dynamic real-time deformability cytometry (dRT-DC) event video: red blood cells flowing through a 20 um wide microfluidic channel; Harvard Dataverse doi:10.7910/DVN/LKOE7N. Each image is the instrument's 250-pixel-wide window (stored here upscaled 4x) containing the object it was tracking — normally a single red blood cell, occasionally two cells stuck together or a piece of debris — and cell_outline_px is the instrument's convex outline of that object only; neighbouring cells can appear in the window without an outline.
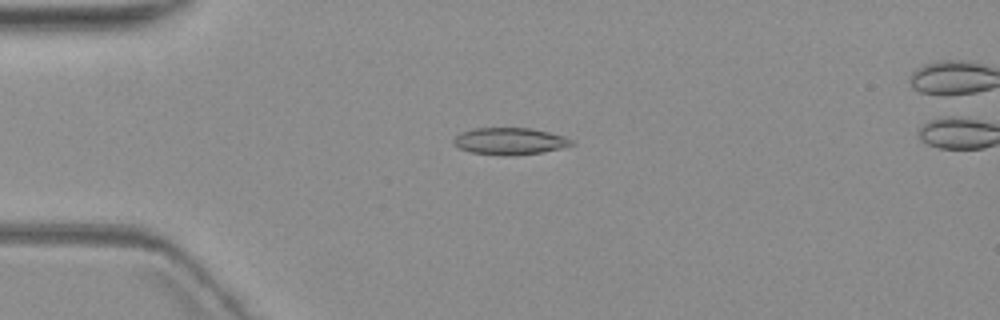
{"species": "common noctule bat (a hibernating species)", "species_latin": "Nyctalus noctula", "temperature_condition": "warm", "stored_images_in_passage": 7, "camera_frame_rate_fps": 3000, "um_per_image_px": 0.085, "animal": {"sex": "female", "body_mass_g": 19.3, "forearm_length_mm": 54.1}, "frame": {"image": 1, "passage_image": 5, "time_ms": 4.667, "image_size_px": [1000, 320], "cell_outline_px": [[576, 144], [560, 148], [540, 152], [516, 156], [508, 156], [472, 152], [460, 148], [452, 144], [452, 140], [460, 132], [472, 128], [532, 128], [564, 136], [572, 140]], "centroid_in_image_um": [43.31, 11.99], "position_along_channel_um": 41.7, "area_um2": 18.55}}
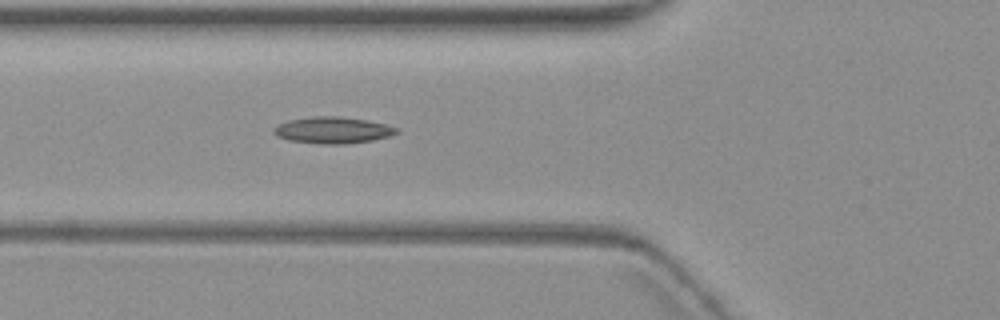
{"frame": {"image": 2, "passage_image": 7, "time_ms": 7.0, "image_size_px": [1000, 320], "cell_outline_px": [[400, 132], [388, 136], [372, 140], [344, 144], [320, 144], [288, 140], [276, 136], [272, 132], [272, 128], [288, 120], [312, 116], [340, 116], [368, 120], [400, 128]], "centroid_in_image_um": [28.27, 11.06], "position_along_channel_um": 97.5, "area_um2": 19.13}}